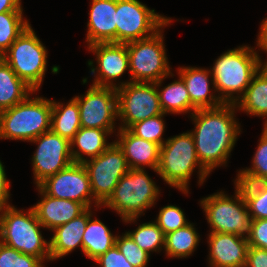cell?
I'll return each mask as SVG.
<instances>
[{
    "mask_svg": "<svg viewBox=\"0 0 267 267\" xmlns=\"http://www.w3.org/2000/svg\"><path fill=\"white\" fill-rule=\"evenodd\" d=\"M186 220L185 214L181 208L174 205H167L159 211L155 222L166 235L169 232L176 231L189 224Z\"/></svg>",
    "mask_w": 267,
    "mask_h": 267,
    "instance_id": "8d00e7d4",
    "label": "cell"
},
{
    "mask_svg": "<svg viewBox=\"0 0 267 267\" xmlns=\"http://www.w3.org/2000/svg\"><path fill=\"white\" fill-rule=\"evenodd\" d=\"M161 30L153 36L126 44L129 55L130 82L155 83L171 75Z\"/></svg>",
    "mask_w": 267,
    "mask_h": 267,
    "instance_id": "9c48e42d",
    "label": "cell"
},
{
    "mask_svg": "<svg viewBox=\"0 0 267 267\" xmlns=\"http://www.w3.org/2000/svg\"><path fill=\"white\" fill-rule=\"evenodd\" d=\"M248 245L267 250V219L251 220Z\"/></svg>",
    "mask_w": 267,
    "mask_h": 267,
    "instance_id": "74e56055",
    "label": "cell"
},
{
    "mask_svg": "<svg viewBox=\"0 0 267 267\" xmlns=\"http://www.w3.org/2000/svg\"><path fill=\"white\" fill-rule=\"evenodd\" d=\"M235 104L216 108L197 109L192 114L195 129L191 131L200 164L210 173L227 162L237 135L239 124L234 118Z\"/></svg>",
    "mask_w": 267,
    "mask_h": 267,
    "instance_id": "6da1fadb",
    "label": "cell"
},
{
    "mask_svg": "<svg viewBox=\"0 0 267 267\" xmlns=\"http://www.w3.org/2000/svg\"><path fill=\"white\" fill-rule=\"evenodd\" d=\"M52 101L29 98L0 111V138L32 141L51 130Z\"/></svg>",
    "mask_w": 267,
    "mask_h": 267,
    "instance_id": "5b68a950",
    "label": "cell"
},
{
    "mask_svg": "<svg viewBox=\"0 0 267 267\" xmlns=\"http://www.w3.org/2000/svg\"><path fill=\"white\" fill-rule=\"evenodd\" d=\"M81 128L79 105L73 98L64 107L52 101L51 131L71 141Z\"/></svg>",
    "mask_w": 267,
    "mask_h": 267,
    "instance_id": "484cf974",
    "label": "cell"
},
{
    "mask_svg": "<svg viewBox=\"0 0 267 267\" xmlns=\"http://www.w3.org/2000/svg\"><path fill=\"white\" fill-rule=\"evenodd\" d=\"M149 177L144 169H130L102 206L115 210L126 223L134 222L144 210L155 204L159 195L158 187Z\"/></svg>",
    "mask_w": 267,
    "mask_h": 267,
    "instance_id": "8992f818",
    "label": "cell"
},
{
    "mask_svg": "<svg viewBox=\"0 0 267 267\" xmlns=\"http://www.w3.org/2000/svg\"><path fill=\"white\" fill-rule=\"evenodd\" d=\"M88 48L97 55L98 63V68H93V61H88V65L92 66V74H95L96 69L98 72V77L95 78L92 85L118 88V86L113 84L112 80L120 77L129 69V55L126 44L115 42L96 43Z\"/></svg>",
    "mask_w": 267,
    "mask_h": 267,
    "instance_id": "2e32d148",
    "label": "cell"
},
{
    "mask_svg": "<svg viewBox=\"0 0 267 267\" xmlns=\"http://www.w3.org/2000/svg\"><path fill=\"white\" fill-rule=\"evenodd\" d=\"M30 142L39 143L32 159L37 186L73 163L70 141L51 130Z\"/></svg>",
    "mask_w": 267,
    "mask_h": 267,
    "instance_id": "9a60e30c",
    "label": "cell"
},
{
    "mask_svg": "<svg viewBox=\"0 0 267 267\" xmlns=\"http://www.w3.org/2000/svg\"><path fill=\"white\" fill-rule=\"evenodd\" d=\"M245 267H267V250L248 246Z\"/></svg>",
    "mask_w": 267,
    "mask_h": 267,
    "instance_id": "ab89813d",
    "label": "cell"
},
{
    "mask_svg": "<svg viewBox=\"0 0 267 267\" xmlns=\"http://www.w3.org/2000/svg\"><path fill=\"white\" fill-rule=\"evenodd\" d=\"M9 186L10 182L6 178L4 166L0 161V210H2L5 207L11 206L7 204L10 193Z\"/></svg>",
    "mask_w": 267,
    "mask_h": 267,
    "instance_id": "60d3db41",
    "label": "cell"
},
{
    "mask_svg": "<svg viewBox=\"0 0 267 267\" xmlns=\"http://www.w3.org/2000/svg\"><path fill=\"white\" fill-rule=\"evenodd\" d=\"M0 212V242L42 261L51 260L49 241L44 240L39 231L43 226L33 208L24 213L8 206Z\"/></svg>",
    "mask_w": 267,
    "mask_h": 267,
    "instance_id": "277c9868",
    "label": "cell"
},
{
    "mask_svg": "<svg viewBox=\"0 0 267 267\" xmlns=\"http://www.w3.org/2000/svg\"><path fill=\"white\" fill-rule=\"evenodd\" d=\"M46 195L81 203L86 209L91 208V184L82 163L73 162L55 175L46 178L38 186Z\"/></svg>",
    "mask_w": 267,
    "mask_h": 267,
    "instance_id": "5bb4252c",
    "label": "cell"
},
{
    "mask_svg": "<svg viewBox=\"0 0 267 267\" xmlns=\"http://www.w3.org/2000/svg\"><path fill=\"white\" fill-rule=\"evenodd\" d=\"M178 72L189 92L191 103L197 109L216 108L224 104L219 96L208 94L210 92L208 78L211 71L196 67H181Z\"/></svg>",
    "mask_w": 267,
    "mask_h": 267,
    "instance_id": "7402d4cb",
    "label": "cell"
},
{
    "mask_svg": "<svg viewBox=\"0 0 267 267\" xmlns=\"http://www.w3.org/2000/svg\"><path fill=\"white\" fill-rule=\"evenodd\" d=\"M163 114L156 115L150 118H147L143 121L133 124L129 130L136 136L154 142L159 146H162L165 141L162 139V134L164 132L165 123Z\"/></svg>",
    "mask_w": 267,
    "mask_h": 267,
    "instance_id": "836d02e7",
    "label": "cell"
},
{
    "mask_svg": "<svg viewBox=\"0 0 267 267\" xmlns=\"http://www.w3.org/2000/svg\"><path fill=\"white\" fill-rule=\"evenodd\" d=\"M38 189L43 198L32 208L43 228L53 230L78 217L86 210L81 203L55 198L46 195L40 188Z\"/></svg>",
    "mask_w": 267,
    "mask_h": 267,
    "instance_id": "ffe728a7",
    "label": "cell"
},
{
    "mask_svg": "<svg viewBox=\"0 0 267 267\" xmlns=\"http://www.w3.org/2000/svg\"><path fill=\"white\" fill-rule=\"evenodd\" d=\"M199 167V184L209 172L200 164L191 132L167 139L160 148L157 173L169 185L188 193V183L194 168Z\"/></svg>",
    "mask_w": 267,
    "mask_h": 267,
    "instance_id": "3957f363",
    "label": "cell"
},
{
    "mask_svg": "<svg viewBox=\"0 0 267 267\" xmlns=\"http://www.w3.org/2000/svg\"><path fill=\"white\" fill-rule=\"evenodd\" d=\"M160 106L164 114L186 113L190 110L193 113L197 108L191 103L189 92L184 81L179 77L178 81L170 83L163 90L158 91Z\"/></svg>",
    "mask_w": 267,
    "mask_h": 267,
    "instance_id": "83f0119b",
    "label": "cell"
},
{
    "mask_svg": "<svg viewBox=\"0 0 267 267\" xmlns=\"http://www.w3.org/2000/svg\"><path fill=\"white\" fill-rule=\"evenodd\" d=\"M235 199L223 192L201 200L211 233H229L248 237L251 218L241 190L236 186ZM246 234V235H244Z\"/></svg>",
    "mask_w": 267,
    "mask_h": 267,
    "instance_id": "ba28073f",
    "label": "cell"
},
{
    "mask_svg": "<svg viewBox=\"0 0 267 267\" xmlns=\"http://www.w3.org/2000/svg\"><path fill=\"white\" fill-rule=\"evenodd\" d=\"M21 0H0V13L2 12H23Z\"/></svg>",
    "mask_w": 267,
    "mask_h": 267,
    "instance_id": "b9f144b4",
    "label": "cell"
},
{
    "mask_svg": "<svg viewBox=\"0 0 267 267\" xmlns=\"http://www.w3.org/2000/svg\"><path fill=\"white\" fill-rule=\"evenodd\" d=\"M191 223L165 235L167 256L187 257L192 254L199 243V235Z\"/></svg>",
    "mask_w": 267,
    "mask_h": 267,
    "instance_id": "f1b7e54d",
    "label": "cell"
},
{
    "mask_svg": "<svg viewBox=\"0 0 267 267\" xmlns=\"http://www.w3.org/2000/svg\"><path fill=\"white\" fill-rule=\"evenodd\" d=\"M90 211V208H87L78 217L52 230L55 234L49 241L51 260L67 255L78 246L83 251V234L88 219L92 217Z\"/></svg>",
    "mask_w": 267,
    "mask_h": 267,
    "instance_id": "44dd1931",
    "label": "cell"
},
{
    "mask_svg": "<svg viewBox=\"0 0 267 267\" xmlns=\"http://www.w3.org/2000/svg\"><path fill=\"white\" fill-rule=\"evenodd\" d=\"M245 199L251 220L267 219V182H234Z\"/></svg>",
    "mask_w": 267,
    "mask_h": 267,
    "instance_id": "f546056e",
    "label": "cell"
},
{
    "mask_svg": "<svg viewBox=\"0 0 267 267\" xmlns=\"http://www.w3.org/2000/svg\"><path fill=\"white\" fill-rule=\"evenodd\" d=\"M264 128L267 130V120L265 121V126Z\"/></svg>",
    "mask_w": 267,
    "mask_h": 267,
    "instance_id": "ee69618b",
    "label": "cell"
},
{
    "mask_svg": "<svg viewBox=\"0 0 267 267\" xmlns=\"http://www.w3.org/2000/svg\"><path fill=\"white\" fill-rule=\"evenodd\" d=\"M116 10L117 0H92L86 36L89 46L96 43H116Z\"/></svg>",
    "mask_w": 267,
    "mask_h": 267,
    "instance_id": "d6986e66",
    "label": "cell"
},
{
    "mask_svg": "<svg viewBox=\"0 0 267 267\" xmlns=\"http://www.w3.org/2000/svg\"><path fill=\"white\" fill-rule=\"evenodd\" d=\"M252 163L253 168L239 171L235 182H267V130L265 128L263 129Z\"/></svg>",
    "mask_w": 267,
    "mask_h": 267,
    "instance_id": "1f68e13d",
    "label": "cell"
},
{
    "mask_svg": "<svg viewBox=\"0 0 267 267\" xmlns=\"http://www.w3.org/2000/svg\"><path fill=\"white\" fill-rule=\"evenodd\" d=\"M142 250L150 254V251L162 250L165 247V234L156 222L144 223L133 232H127Z\"/></svg>",
    "mask_w": 267,
    "mask_h": 267,
    "instance_id": "d6a6232c",
    "label": "cell"
},
{
    "mask_svg": "<svg viewBox=\"0 0 267 267\" xmlns=\"http://www.w3.org/2000/svg\"><path fill=\"white\" fill-rule=\"evenodd\" d=\"M237 101L235 106L241 108L240 110L251 115L267 117V65L261 66L253 75L245 93L243 96H237Z\"/></svg>",
    "mask_w": 267,
    "mask_h": 267,
    "instance_id": "603a6c76",
    "label": "cell"
},
{
    "mask_svg": "<svg viewBox=\"0 0 267 267\" xmlns=\"http://www.w3.org/2000/svg\"><path fill=\"white\" fill-rule=\"evenodd\" d=\"M82 164L87 171L96 206L109 199L119 180L130 170L123 151L115 141L97 157Z\"/></svg>",
    "mask_w": 267,
    "mask_h": 267,
    "instance_id": "8fae6325",
    "label": "cell"
},
{
    "mask_svg": "<svg viewBox=\"0 0 267 267\" xmlns=\"http://www.w3.org/2000/svg\"><path fill=\"white\" fill-rule=\"evenodd\" d=\"M116 238L101 221L90 217L83 234V253L96 260L116 244Z\"/></svg>",
    "mask_w": 267,
    "mask_h": 267,
    "instance_id": "4316f807",
    "label": "cell"
},
{
    "mask_svg": "<svg viewBox=\"0 0 267 267\" xmlns=\"http://www.w3.org/2000/svg\"><path fill=\"white\" fill-rule=\"evenodd\" d=\"M211 267H245L248 240L229 233L209 234Z\"/></svg>",
    "mask_w": 267,
    "mask_h": 267,
    "instance_id": "e0dca14e",
    "label": "cell"
},
{
    "mask_svg": "<svg viewBox=\"0 0 267 267\" xmlns=\"http://www.w3.org/2000/svg\"><path fill=\"white\" fill-rule=\"evenodd\" d=\"M257 43H258L257 46H259L261 49L267 52V18L263 20L260 26V32L258 35ZM264 65H267V61L266 63H264Z\"/></svg>",
    "mask_w": 267,
    "mask_h": 267,
    "instance_id": "7bdbcfd3",
    "label": "cell"
},
{
    "mask_svg": "<svg viewBox=\"0 0 267 267\" xmlns=\"http://www.w3.org/2000/svg\"><path fill=\"white\" fill-rule=\"evenodd\" d=\"M116 246L133 267H145L148 263L150 254L136 245L128 233L117 236Z\"/></svg>",
    "mask_w": 267,
    "mask_h": 267,
    "instance_id": "d590c367",
    "label": "cell"
},
{
    "mask_svg": "<svg viewBox=\"0 0 267 267\" xmlns=\"http://www.w3.org/2000/svg\"><path fill=\"white\" fill-rule=\"evenodd\" d=\"M248 46H241L222 54L214 63L212 84L220 92L224 104H235V94H244L253 75L262 65L256 51Z\"/></svg>",
    "mask_w": 267,
    "mask_h": 267,
    "instance_id": "7a4b0ae2",
    "label": "cell"
},
{
    "mask_svg": "<svg viewBox=\"0 0 267 267\" xmlns=\"http://www.w3.org/2000/svg\"><path fill=\"white\" fill-rule=\"evenodd\" d=\"M94 261L101 267H133L119 251L116 244Z\"/></svg>",
    "mask_w": 267,
    "mask_h": 267,
    "instance_id": "f35d334b",
    "label": "cell"
},
{
    "mask_svg": "<svg viewBox=\"0 0 267 267\" xmlns=\"http://www.w3.org/2000/svg\"><path fill=\"white\" fill-rule=\"evenodd\" d=\"M119 129L118 138L120 139L116 143L123 151L129 168L144 169V165L157 173L161 146L134 135L129 129Z\"/></svg>",
    "mask_w": 267,
    "mask_h": 267,
    "instance_id": "ac0fdd59",
    "label": "cell"
},
{
    "mask_svg": "<svg viewBox=\"0 0 267 267\" xmlns=\"http://www.w3.org/2000/svg\"><path fill=\"white\" fill-rule=\"evenodd\" d=\"M79 105L81 127L114 129V120L118 117L117 90L112 87L90 86L87 93L76 96Z\"/></svg>",
    "mask_w": 267,
    "mask_h": 267,
    "instance_id": "4fadbf2b",
    "label": "cell"
},
{
    "mask_svg": "<svg viewBox=\"0 0 267 267\" xmlns=\"http://www.w3.org/2000/svg\"><path fill=\"white\" fill-rule=\"evenodd\" d=\"M35 92L0 58V111L12 108Z\"/></svg>",
    "mask_w": 267,
    "mask_h": 267,
    "instance_id": "d4e9b609",
    "label": "cell"
},
{
    "mask_svg": "<svg viewBox=\"0 0 267 267\" xmlns=\"http://www.w3.org/2000/svg\"><path fill=\"white\" fill-rule=\"evenodd\" d=\"M170 23L171 18L155 13L139 0H117L116 43L151 37Z\"/></svg>",
    "mask_w": 267,
    "mask_h": 267,
    "instance_id": "7c38bea8",
    "label": "cell"
},
{
    "mask_svg": "<svg viewBox=\"0 0 267 267\" xmlns=\"http://www.w3.org/2000/svg\"><path fill=\"white\" fill-rule=\"evenodd\" d=\"M40 258L26 255L0 242V267H43Z\"/></svg>",
    "mask_w": 267,
    "mask_h": 267,
    "instance_id": "e575fe53",
    "label": "cell"
},
{
    "mask_svg": "<svg viewBox=\"0 0 267 267\" xmlns=\"http://www.w3.org/2000/svg\"><path fill=\"white\" fill-rule=\"evenodd\" d=\"M34 32L29 25L1 58L21 80L37 91L46 71L47 50Z\"/></svg>",
    "mask_w": 267,
    "mask_h": 267,
    "instance_id": "52a82bcc",
    "label": "cell"
},
{
    "mask_svg": "<svg viewBox=\"0 0 267 267\" xmlns=\"http://www.w3.org/2000/svg\"><path fill=\"white\" fill-rule=\"evenodd\" d=\"M110 133L109 130L81 127L70 141L73 162L83 163L86 160L81 153L94 158L104 152L111 145L106 142V136ZM75 146L78 151L74 150Z\"/></svg>",
    "mask_w": 267,
    "mask_h": 267,
    "instance_id": "cb8c5ba5",
    "label": "cell"
},
{
    "mask_svg": "<svg viewBox=\"0 0 267 267\" xmlns=\"http://www.w3.org/2000/svg\"><path fill=\"white\" fill-rule=\"evenodd\" d=\"M158 82H125L117 90L118 117L123 120L119 128L129 129L133 124L163 114L157 89Z\"/></svg>",
    "mask_w": 267,
    "mask_h": 267,
    "instance_id": "30bf717a",
    "label": "cell"
},
{
    "mask_svg": "<svg viewBox=\"0 0 267 267\" xmlns=\"http://www.w3.org/2000/svg\"><path fill=\"white\" fill-rule=\"evenodd\" d=\"M29 25L22 12L0 13V58Z\"/></svg>",
    "mask_w": 267,
    "mask_h": 267,
    "instance_id": "4dcf8cb0",
    "label": "cell"
}]
</instances>
